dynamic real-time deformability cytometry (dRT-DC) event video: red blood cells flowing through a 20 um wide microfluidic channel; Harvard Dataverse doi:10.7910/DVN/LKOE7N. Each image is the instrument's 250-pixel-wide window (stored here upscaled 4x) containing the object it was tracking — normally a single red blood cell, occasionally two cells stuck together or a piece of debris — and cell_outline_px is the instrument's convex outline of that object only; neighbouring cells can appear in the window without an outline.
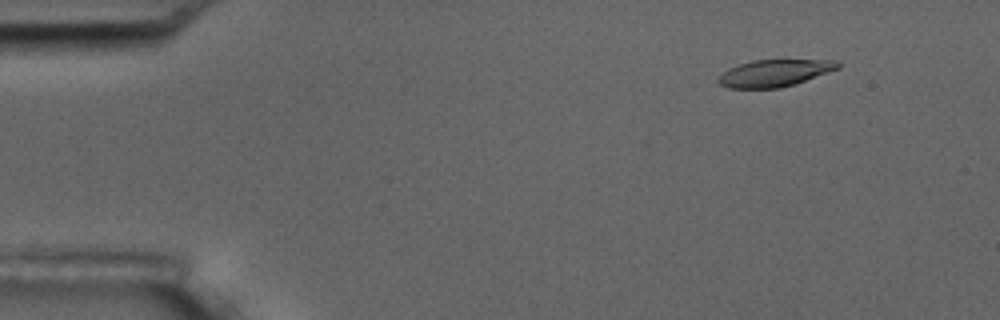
{"species": "common noctule bat (a hibernating species)", "species_latin": "Nyctalus noctula", "temperature_condition": "room temperature", "stored_images_in_passage": 6, "camera_frame_rate_fps": 3000, "um_per_image_px": 0.085, "animal": {"sex": "male", "body_mass_g": 17.5, "forearm_length_mm": 52.3}, "frame": {"image": 1, "passage_image": 2, "time_ms": 1.333, "image_size_px": [1000, 320], "cell_outline_px": [[840, 68], [796, 84], [780, 88], [728, 88], [720, 84], [716, 80], [728, 68], [752, 60], [836, 60], [840, 64]], "centroid_in_image_um": [65.85, 6.21], "position_along_channel_um": 19.2, "area_um2": 18.79}}
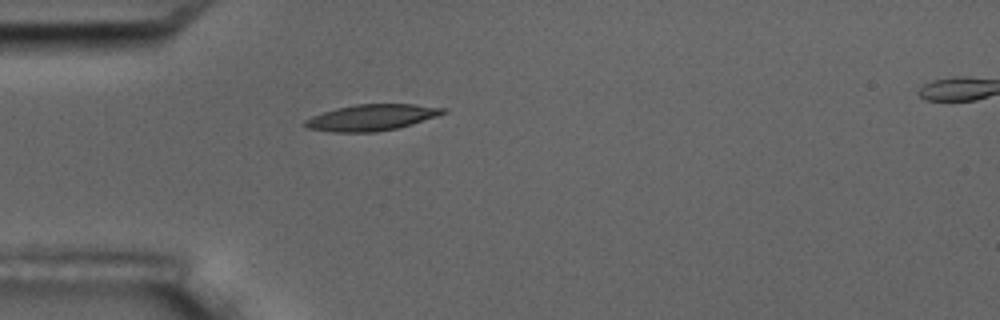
{"frame": {"image": 2, "passage_image": 5, "time_ms": 4.667, "image_size_px": [1000, 320], "cell_outline_px": [[448, 112], [412, 124], [396, 128], [376, 132], [332, 132], [308, 128], [304, 124], [304, 120], [312, 116], [336, 108], [356, 104], [412, 104], [448, 108]], "centroid_in_image_um": [31.6, 9.98], "position_along_channel_um": 53.4, "area_um2": 20.98}}